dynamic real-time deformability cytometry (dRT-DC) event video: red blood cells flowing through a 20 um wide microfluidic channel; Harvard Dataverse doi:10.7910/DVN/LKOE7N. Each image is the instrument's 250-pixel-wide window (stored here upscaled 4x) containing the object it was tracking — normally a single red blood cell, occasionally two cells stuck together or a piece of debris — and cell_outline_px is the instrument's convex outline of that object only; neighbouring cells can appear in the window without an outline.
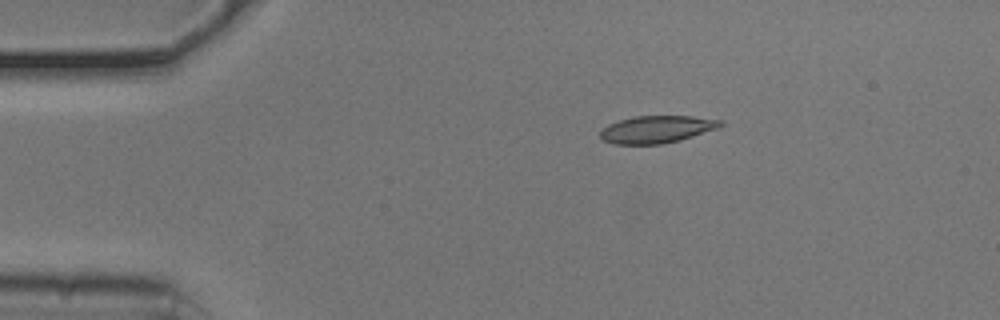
{"species": "common noctule bat (a hibernating species)", "species_latin": "Nyctalus noctula", "temperature_condition": "cold", "stored_images_in_passage": 45, "camera_frame_rate_fps": 3000, "um_per_image_px": 0.085, "animal": {"sex": "male", "body_mass_g": 20.5, "forearm_length_mm": 52.5}, "frame": {"image": 1, "passage_image": 1, "time_ms": 0.0, "image_size_px": [1000, 320], "cell_outline_px": [[724, 124], [720, 128], [680, 140], [660, 144], [612, 144], [604, 140], [600, 136], [600, 132], [608, 124], [632, 116], [692, 116], [724, 120]], "centroid_in_image_um": [55.87, 10.98], "position_along_channel_um": 29.1, "area_um2": 19.25}}
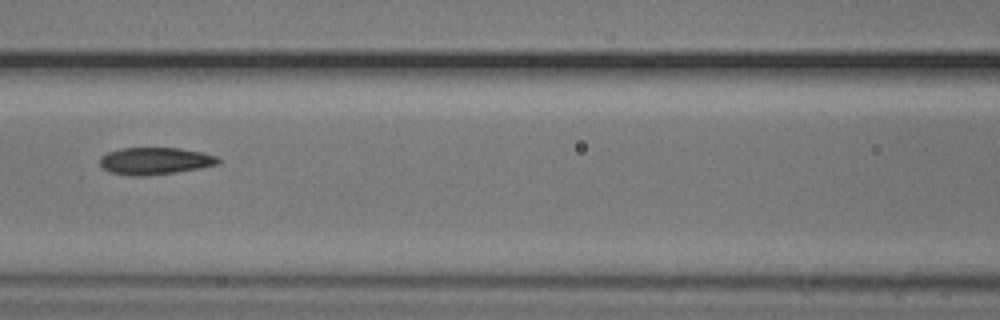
{"frame": {"image": 2, "passage_image": 15, "time_ms": 4.667, "image_size_px": [1000, 320], "cell_outline_px": [[220, 164], [200, 168], [144, 176], [132, 176], [112, 172], [104, 168], [100, 164], [100, 156], [108, 152], [120, 148], [180, 148], [200, 152], [216, 156], [220, 160]], "centroid_in_image_um": [13.17, 13.67], "position_along_channel_um": 153.4, "area_um2": 18.5}}
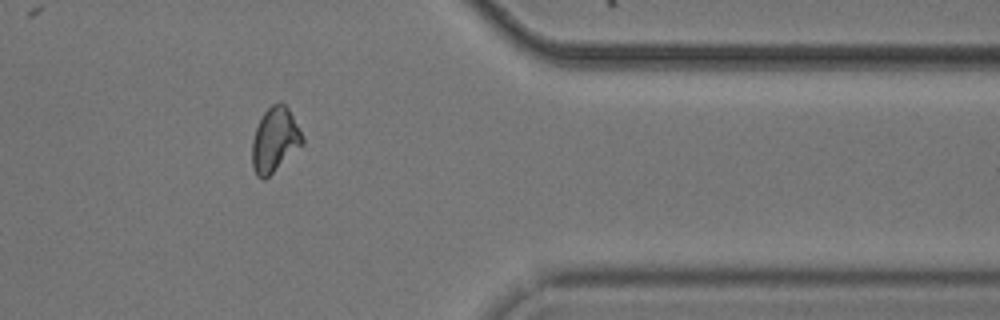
{"frame": {"image": 3, "passage_image": 35, "time_ms": 11.333, "image_size_px": [1000, 320], "cell_outline_px": [[304, 144], [264, 180], [256, 176], [252, 168], [252, 140], [256, 128], [264, 112], [272, 104], [280, 100], [288, 108], [304, 136]], "centroid_in_image_um": [23.36, 11.89], "position_along_channel_um": 388.0, "area_um2": 19.02}, "authors_computed_cell_mechanics": {"area_um2": 19.0162, "velocity_mm_per_s": 3.7763, "shape_relaxation_time_tau1_ms": 4.9138, "shape_relaxation_time_tau2_ms": 3.0405, "deformation_change_tau1": 0.1088, "deformation_change_tau2": 0.0835}}